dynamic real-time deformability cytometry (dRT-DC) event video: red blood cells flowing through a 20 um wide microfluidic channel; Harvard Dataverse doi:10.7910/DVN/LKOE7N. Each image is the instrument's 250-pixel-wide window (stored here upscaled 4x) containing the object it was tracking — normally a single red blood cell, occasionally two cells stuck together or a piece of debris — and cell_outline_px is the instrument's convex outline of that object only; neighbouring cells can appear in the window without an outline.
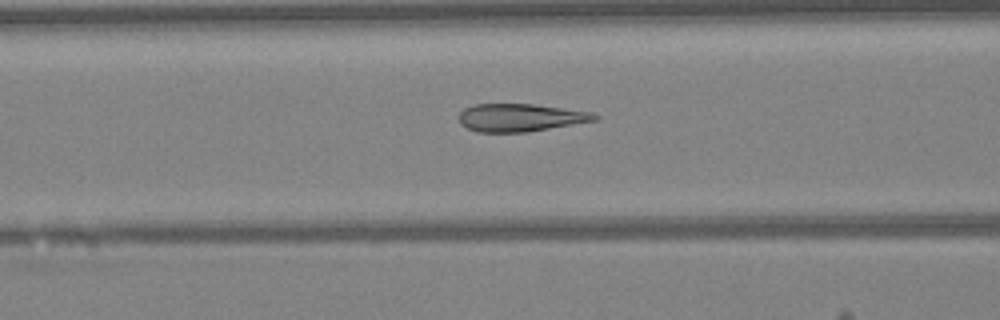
{"species": "Egyptian fruit bat (a non-hibernating species)", "species_latin": "Rousettus aegyptiacus", "temperature_condition": "warm", "stored_images_in_passage": 44, "camera_frame_rate_fps": 3000, "um_per_image_px": 0.085, "animal": {"sex": "female"}, "frame": {"image": 1, "passage_image": 19, "time_ms": 6.0, "image_size_px": [1000, 320], "cell_outline_px": [[600, 116], [596, 120], [528, 132], [476, 132], [460, 124], [460, 112], [464, 108], [472, 104], [536, 104], [592, 112]], "centroid_in_image_um": [44.22, 9.99], "position_along_channel_um": 122.4, "area_um2": 22.02}}
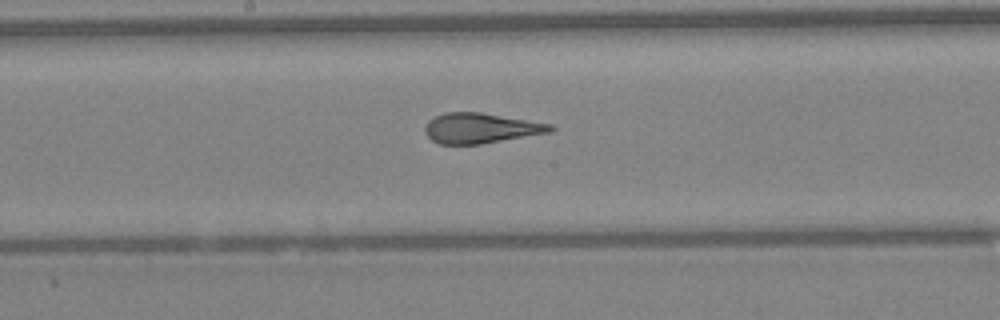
{"frame": {"image": 2, "passage_image": 25, "time_ms": 8.0, "image_size_px": [1000, 320], "cell_outline_px": [[556, 128], [552, 132], [480, 144], [440, 144], [432, 140], [424, 132], [424, 128], [428, 120], [444, 112], [480, 112], [552, 124]], "centroid_in_image_um": [40.86, 10.89], "position_along_channel_um": 207.3, "area_um2": 22.08}}
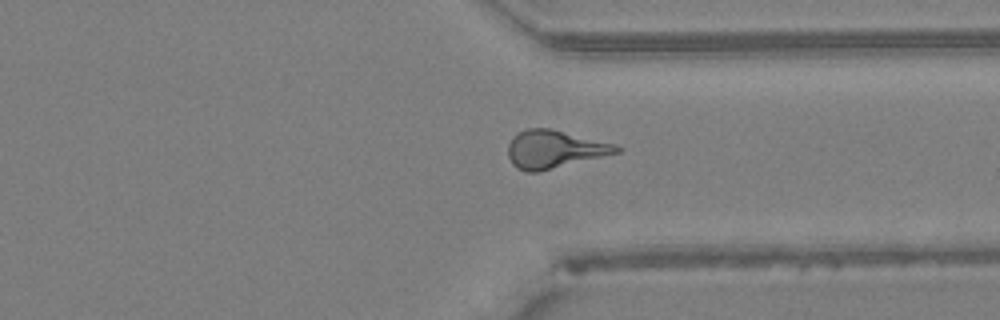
{"frame": {"image": 3, "passage_image": 36, "time_ms": 11.667, "image_size_px": [1000, 320], "cell_outline_px": [[624, 148], [620, 152], [536, 172], [528, 172], [516, 168], [512, 164], [508, 156], [508, 144], [512, 136], [528, 128], [548, 128], [616, 144]], "centroid_in_image_um": [47.11, 12.68], "position_along_channel_um": 364.3, "area_um2": 23.7}}